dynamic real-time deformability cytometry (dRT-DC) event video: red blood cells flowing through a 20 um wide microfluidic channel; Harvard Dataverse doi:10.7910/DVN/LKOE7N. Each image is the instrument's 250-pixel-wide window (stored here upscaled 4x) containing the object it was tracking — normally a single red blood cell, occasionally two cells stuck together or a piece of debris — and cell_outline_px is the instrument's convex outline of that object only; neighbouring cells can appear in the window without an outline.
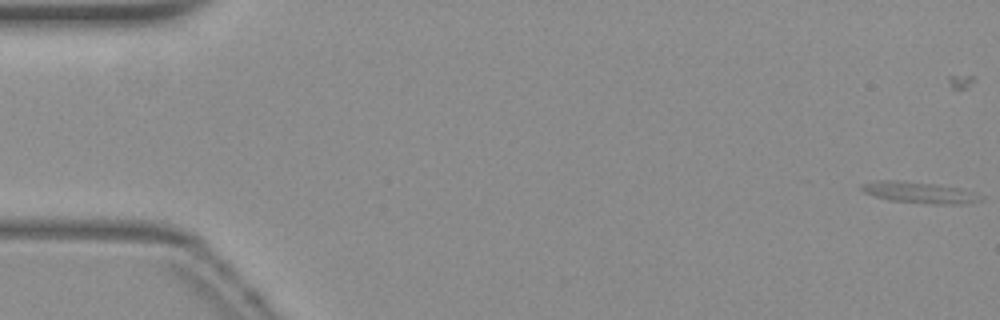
{"species": "common noctule bat (a hibernating species)", "species_latin": "Nyctalus noctula", "temperature_condition": "warm", "stored_images_in_passage": 55, "camera_frame_rate_fps": 3000, "um_per_image_px": 0.085, "animal": {"sex": "female", "body_mass_g": 19.3, "forearm_length_mm": 54.1}, "frame": {"image": 1, "passage_image": 1, "time_ms": 0.0, "image_size_px": [1000, 320], "cell_outline_px": [[984, 200], [960, 204], [932, 204], [888, 200], [864, 192], [860, 188], [860, 184], [876, 180], [900, 180], [936, 184], [960, 188], [984, 196]], "centroid_in_image_um": [78.15, 16.36], "position_along_channel_um": 6.9, "area_um2": 14.85}}
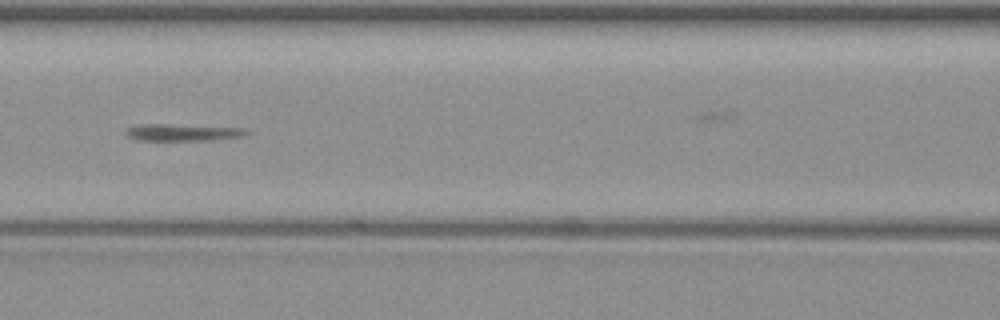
{"frame": {"image": 2, "passage_image": 24, "time_ms": 7.667, "image_size_px": [1000, 320], "cell_outline_px": [[252, 132], [244, 136], [216, 140], [140, 140], [128, 136], [124, 132], [128, 128], [140, 124], [168, 124], [244, 128]], "centroid_in_image_um": [15.6, 11.25], "position_along_channel_um": 151.0, "area_um2": 11.91}}
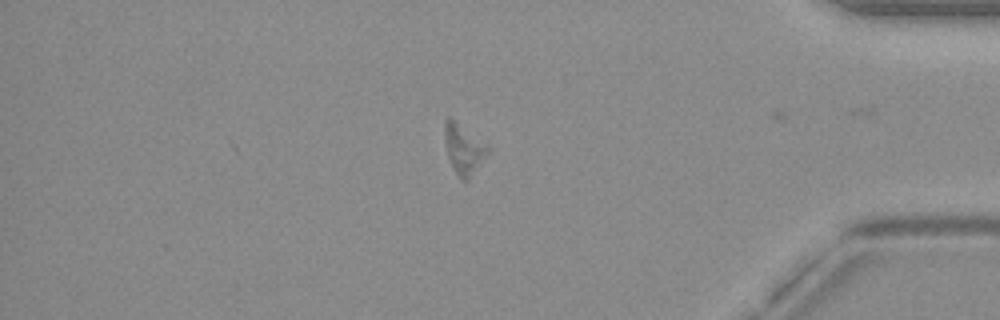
{"frame": {"image": 3, "passage_image": 46, "time_ms": 15.0, "image_size_px": [1000, 320], "cell_outline_px": [[492, 148], [468, 180], [460, 180], [448, 156], [444, 140], [444, 120], [448, 116]], "centroid_in_image_um": [39.41, 12.66], "position_along_channel_um": 395.8, "area_um2": 12.31}}